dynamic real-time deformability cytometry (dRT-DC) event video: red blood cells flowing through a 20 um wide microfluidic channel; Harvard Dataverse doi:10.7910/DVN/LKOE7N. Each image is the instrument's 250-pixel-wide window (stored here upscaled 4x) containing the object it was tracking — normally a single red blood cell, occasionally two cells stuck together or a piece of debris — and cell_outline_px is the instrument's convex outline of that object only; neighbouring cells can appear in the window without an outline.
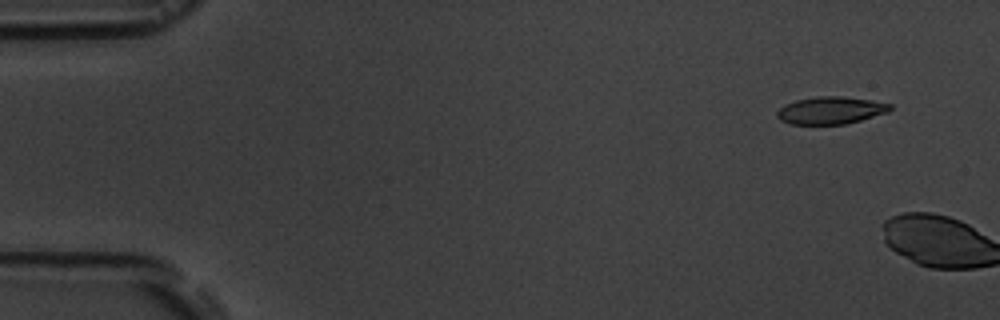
{"species": "common noctule bat (a hibernating species)", "species_latin": "Nyctalus noctula", "temperature_condition": "room temperature", "stored_images_in_passage": 2, "camera_frame_rate_fps": 3000, "um_per_image_px": 0.085, "animal": {"sex": "male", "body_mass_g": 19.5, "forearm_length_mm": 54.6}, "frame": {"image": 1, "passage_image": 1, "time_ms": 0.0, "image_size_px": [1000, 320], "cell_outline_px": [[892, 108], [888, 112], [860, 120], [844, 124], [792, 124], [780, 120], [776, 116], [776, 112], [784, 104], [796, 100], [820, 96], [840, 96], [868, 100], [892, 104]], "centroid_in_image_um": [70.58, 9.38], "position_along_channel_um": 14.4, "area_um2": 17.86}}